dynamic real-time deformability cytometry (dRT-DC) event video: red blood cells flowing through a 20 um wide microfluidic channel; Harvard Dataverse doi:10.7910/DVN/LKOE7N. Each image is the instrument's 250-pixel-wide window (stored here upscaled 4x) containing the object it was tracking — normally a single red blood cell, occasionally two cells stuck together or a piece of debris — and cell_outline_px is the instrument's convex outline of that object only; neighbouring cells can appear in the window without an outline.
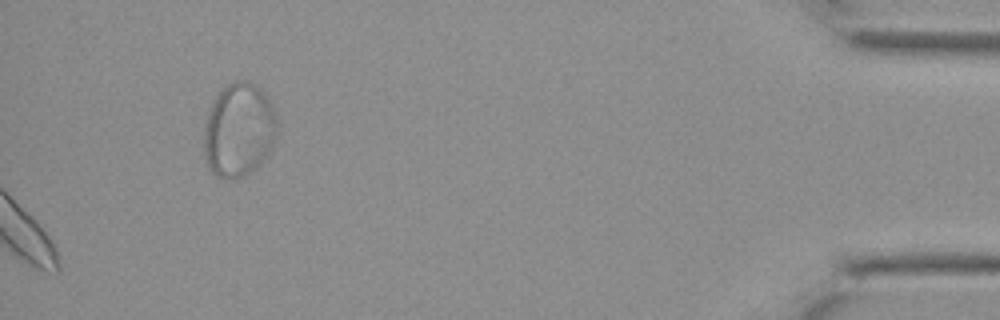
{"species": "Egyptian fruit bat (a non-hibernating species)", "species_latin": "Rousettus aegyptiacus", "temperature_condition": "cold", "stored_images_in_passage": 29, "segment_of_instrument_passage": [2, 2], "camera_frame_rate_fps": 3000, "um_per_image_px": 0.085, "animal": {"sex": "female"}, "frame": {"image": 1, "passage_image": 29, "time_ms": 9.333, "image_size_px": [1000, 320], "cell_outline_px": [[276, 136], [268, 152], [260, 164], [256, 168], [244, 176], [236, 180], [232, 180], [216, 176], [208, 164], [204, 156], [204, 128], [208, 112], [216, 96], [228, 84], [236, 80], [248, 80], [256, 84], [264, 92], [276, 116]], "centroid_in_image_um": [20.29, 11.06], "position_along_channel_um": 414.9, "area_um2": 39.88}}